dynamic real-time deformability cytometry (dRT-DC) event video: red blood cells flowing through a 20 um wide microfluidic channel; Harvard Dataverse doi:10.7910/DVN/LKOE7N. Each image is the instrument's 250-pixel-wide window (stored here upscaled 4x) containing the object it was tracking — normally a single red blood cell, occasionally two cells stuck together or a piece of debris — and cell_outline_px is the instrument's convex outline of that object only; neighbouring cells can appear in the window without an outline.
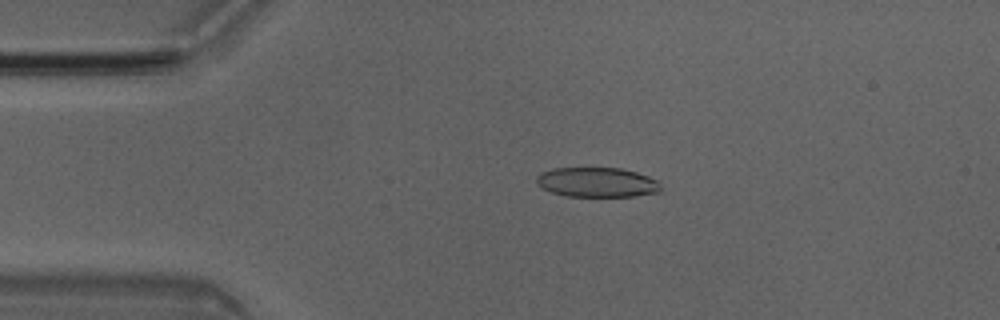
{"species": "Egyptian fruit bat (a non-hibernating species)", "species_latin": "Rousettus aegyptiacus", "temperature_condition": "room temperature", "stored_images_in_passage": 4, "camera_frame_rate_fps": 3000, "um_per_image_px": 0.085, "animal": {"sex": "male"}, "frame": {"image": 1, "passage_image": 3, "time_ms": 0.667, "image_size_px": [1000, 320], "cell_outline_px": [[660, 192], [636, 196], [564, 196], [552, 192], [536, 184], [536, 176], [540, 172], [552, 168], [620, 168], [636, 172], [648, 176], [656, 180], [660, 184]], "centroid_in_image_um": [50.72, 15.49], "position_along_channel_um": 34.3, "area_um2": 21.56}}